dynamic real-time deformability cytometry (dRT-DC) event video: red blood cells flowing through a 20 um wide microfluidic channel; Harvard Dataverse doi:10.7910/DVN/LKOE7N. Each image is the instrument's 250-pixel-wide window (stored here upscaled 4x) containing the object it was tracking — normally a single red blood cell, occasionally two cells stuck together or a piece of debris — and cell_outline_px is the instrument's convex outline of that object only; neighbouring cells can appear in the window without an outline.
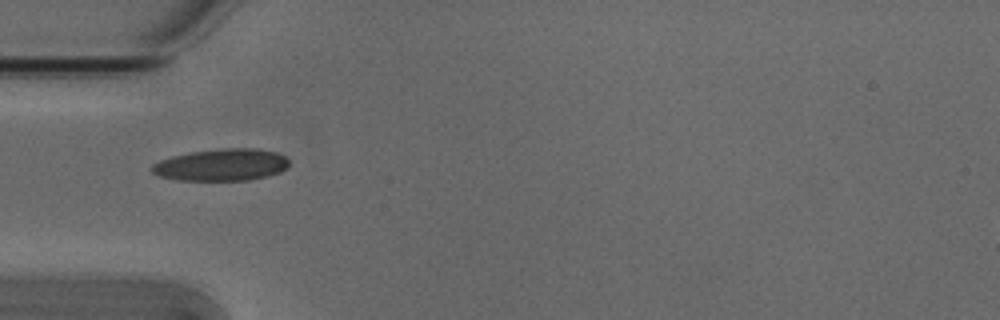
{"species": "Egyptian fruit bat (a non-hibernating species)", "species_latin": "Rousettus aegyptiacus", "temperature_condition": "cold", "stored_images_in_passage": 2, "camera_frame_rate_fps": 3000, "um_per_image_px": 0.085, "animal": {"sex": "male"}, "frame": {"image": 1, "passage_image": 2, "time_ms": 0.333, "image_size_px": [1000, 320], "cell_outline_px": [[288, 168], [280, 172], [268, 176], [248, 180], [176, 180], [160, 176], [152, 172], [148, 168], [152, 164], [160, 160], [172, 156], [192, 152], [224, 148], [260, 148], [276, 152], [284, 156], [288, 160]], "centroid_in_image_um": [18.83, 14.01], "position_along_channel_um": 66.2, "area_um2": 25.72}}